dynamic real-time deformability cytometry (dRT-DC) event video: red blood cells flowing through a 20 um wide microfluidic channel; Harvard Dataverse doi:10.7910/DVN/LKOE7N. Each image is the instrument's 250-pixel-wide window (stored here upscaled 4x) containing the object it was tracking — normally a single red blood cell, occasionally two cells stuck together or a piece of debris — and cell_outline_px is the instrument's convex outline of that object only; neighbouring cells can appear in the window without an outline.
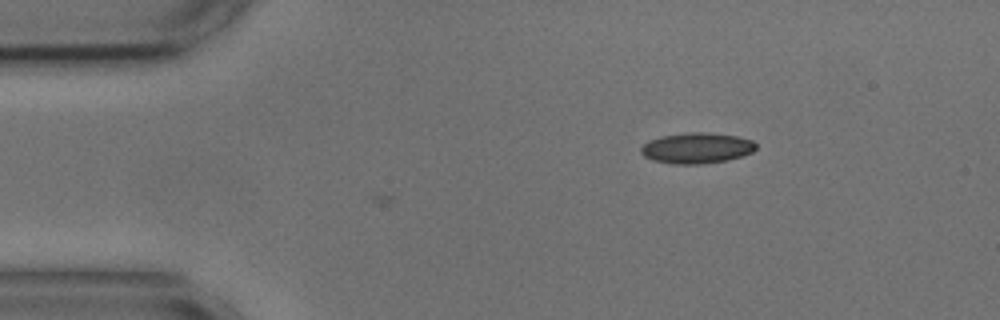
{"species": "common noctule bat (a hibernating species)", "species_latin": "Nyctalus noctula", "temperature_condition": "cold", "stored_images_in_passage": 2, "camera_frame_rate_fps": 3000, "um_per_image_px": 0.085, "animal": {"sex": "male", "body_mass_g": 17.9, "forearm_length_mm": 54.2}, "frame": {"image": 1, "passage_image": 2, "time_ms": 0.333, "image_size_px": [1000, 320], "cell_outline_px": [[756, 148], [752, 152], [728, 160], [700, 164], [672, 164], [652, 160], [644, 156], [640, 152], [640, 148], [648, 140], [660, 136], [688, 132], [708, 132], [736, 136], [752, 140], [756, 144]], "centroid_in_image_um": [59.19, 12.58], "position_along_channel_um": 25.8, "area_um2": 20.69}}